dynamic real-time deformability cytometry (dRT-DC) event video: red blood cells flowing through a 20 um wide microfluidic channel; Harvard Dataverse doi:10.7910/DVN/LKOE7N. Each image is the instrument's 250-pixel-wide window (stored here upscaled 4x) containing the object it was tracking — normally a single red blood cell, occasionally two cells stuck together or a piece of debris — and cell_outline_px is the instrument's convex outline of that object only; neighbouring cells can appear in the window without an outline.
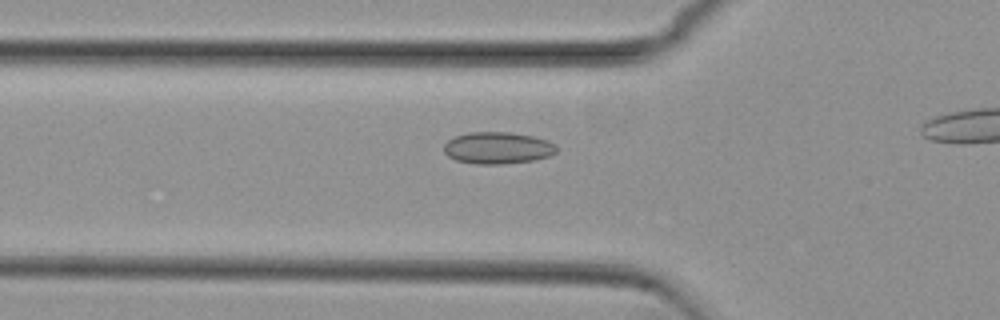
{"species": "common noctule bat (a hibernating species)", "species_latin": "Nyctalus noctula", "temperature_condition": "cold", "stored_images_in_passage": 12, "camera_frame_rate_fps": 3000, "um_per_image_px": 0.085, "animal": {"sex": "female", "body_mass_g": 29.2, "forearm_length_mm": 56.3}, "frame": {"image": 1, "passage_image": 2, "time_ms": 0.333, "image_size_px": [1000, 320], "cell_outline_px": [[556, 152], [548, 156], [532, 160], [504, 164], [476, 164], [456, 160], [448, 156], [444, 152], [444, 144], [448, 140], [456, 136], [468, 132], [512, 132], [532, 136], [548, 140], [556, 144]], "centroid_in_image_um": [42.29, 12.57], "position_along_channel_um": 83.5, "area_um2": 20.92}}
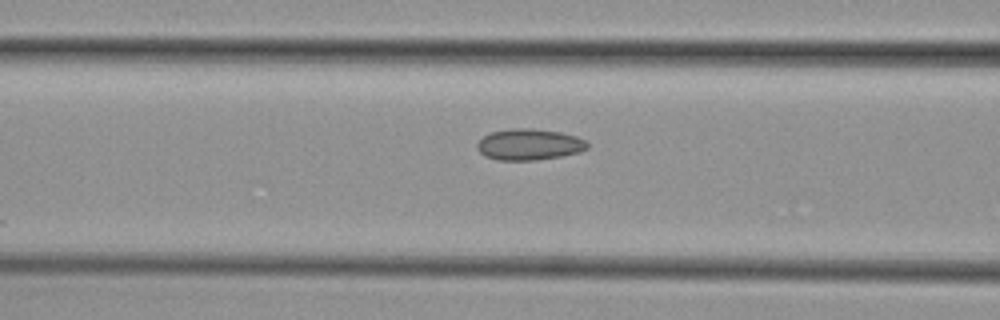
{"frame": {"image": 2, "passage_image": 5, "time_ms": 1.333, "image_size_px": [1000, 320], "cell_outline_px": [[588, 148], [580, 152], [560, 156], [536, 160], [496, 160], [484, 156], [476, 148], [476, 144], [484, 136], [492, 132], [512, 128], [532, 128], [560, 132], [576, 136], [584, 140], [588, 144]], "centroid_in_image_um": [44.96, 12.28], "position_along_channel_um": 121.6, "area_um2": 20.06}}
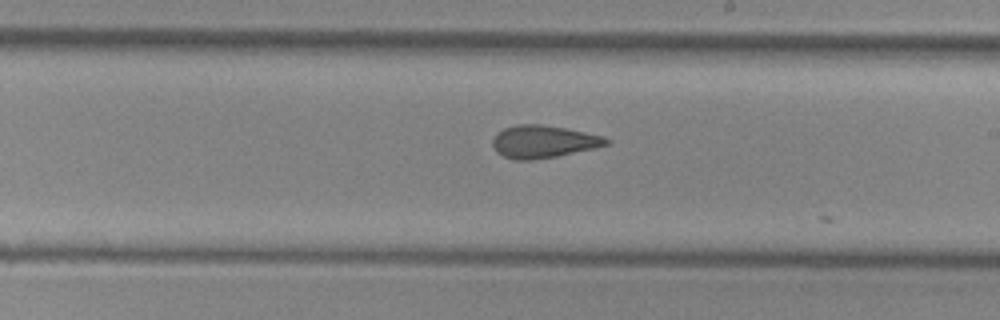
{"frame": {"image": 3, "passage_image": 10, "time_ms": 3.0, "image_size_px": [1000, 320], "cell_outline_px": [[612, 140], [608, 144], [596, 148], [556, 156], [532, 160], [516, 160], [504, 156], [496, 152], [492, 144], [492, 140], [504, 128], [516, 124], [540, 124], [564, 128], [604, 136]], "centroid_in_image_um": [46.21, 12.04], "position_along_channel_um": 242.8, "area_um2": 21.44}}